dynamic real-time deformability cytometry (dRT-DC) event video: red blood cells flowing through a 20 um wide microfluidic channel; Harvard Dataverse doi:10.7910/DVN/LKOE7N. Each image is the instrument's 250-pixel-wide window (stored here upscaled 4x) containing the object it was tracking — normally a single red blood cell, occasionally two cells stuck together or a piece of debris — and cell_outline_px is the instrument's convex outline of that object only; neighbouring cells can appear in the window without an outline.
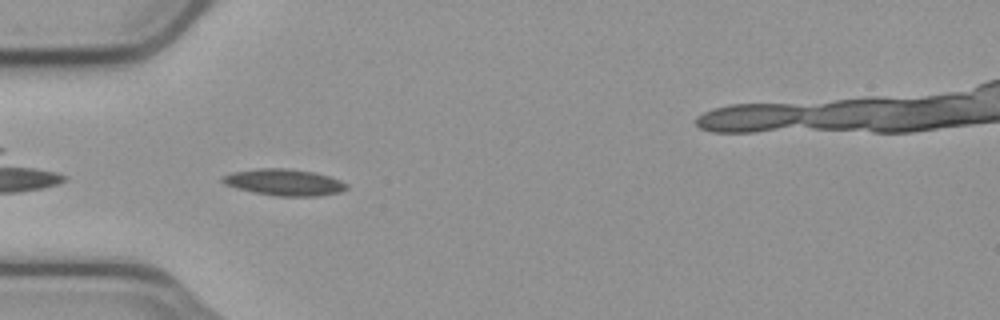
{"species": "common noctule bat (a hibernating species)", "species_latin": "Nyctalus noctula", "temperature_condition": "cold", "stored_images_in_passage": 12, "camera_frame_rate_fps": 3000, "um_per_image_px": 0.085, "animal": {"sex": "male", "body_mass_g": 23.1, "forearm_length_mm": 52.7}, "frame": {"image": 1, "passage_image": 7, "time_ms": 2.0, "image_size_px": [1000, 320], "cell_outline_px": [[340, 188], [324, 192], [268, 192], [236, 184], [228, 180], [232, 176], [252, 172], [296, 172], [316, 176], [340, 184]], "centroid_in_image_um": [24.17, 15.49], "position_along_channel_um": 60.8, "area_um2": 12.31}}